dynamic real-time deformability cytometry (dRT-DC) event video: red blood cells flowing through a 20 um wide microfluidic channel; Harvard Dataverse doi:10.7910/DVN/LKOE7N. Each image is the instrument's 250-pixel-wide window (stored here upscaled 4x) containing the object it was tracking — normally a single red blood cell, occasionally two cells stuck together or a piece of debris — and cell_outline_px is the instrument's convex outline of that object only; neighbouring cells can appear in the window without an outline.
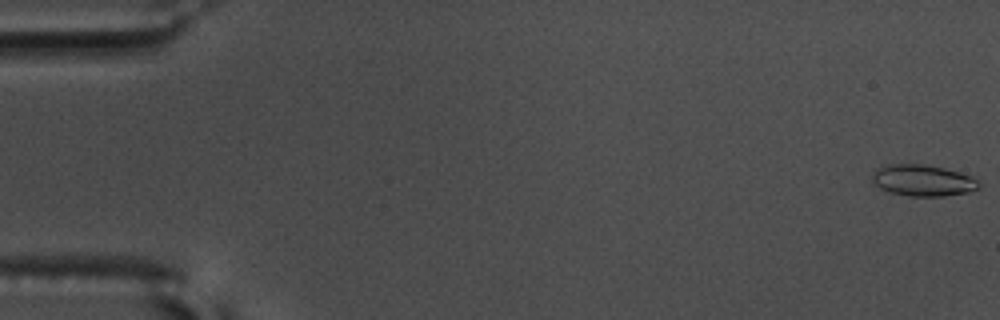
{"species": "common noctule bat (a hibernating species)", "species_latin": "Nyctalus noctula", "temperature_condition": "warm", "stored_images_in_passage": 17, "camera_frame_rate_fps": 3000, "um_per_image_px": 0.085, "animal": {"sex": "male", "body_mass_g": 17.5, "forearm_length_mm": 52.3}, "frame": {"image": 1, "passage_image": 1, "time_ms": 0.0, "image_size_px": [1000, 320], "cell_outline_px": [[980, 188], [968, 192], [944, 196], [908, 196], [892, 192], [880, 188], [872, 180], [872, 172], [876, 168], [888, 164], [924, 164], [944, 168], [960, 172], [972, 176], [980, 184]], "centroid_in_image_um": [78.45, 15.33], "position_along_channel_um": 6.6, "area_um2": 19.54}}
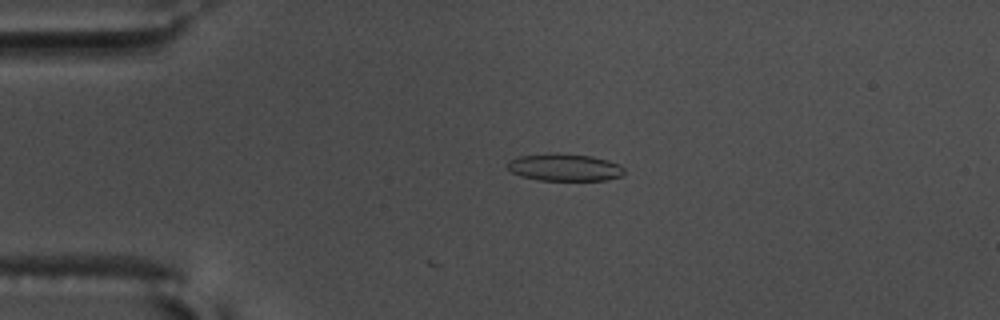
{"frame": {"image": 2, "passage_image": 14, "time_ms": 4.333, "image_size_px": [1000, 320], "cell_outline_px": [[624, 176], [604, 180], [536, 180], [520, 176], [512, 172], [508, 168], [508, 160], [520, 156], [592, 156], [608, 160], [620, 164], [624, 168]], "centroid_in_image_um": [48.05, 14.28], "position_along_channel_um": 36.9, "area_um2": 17.74}}